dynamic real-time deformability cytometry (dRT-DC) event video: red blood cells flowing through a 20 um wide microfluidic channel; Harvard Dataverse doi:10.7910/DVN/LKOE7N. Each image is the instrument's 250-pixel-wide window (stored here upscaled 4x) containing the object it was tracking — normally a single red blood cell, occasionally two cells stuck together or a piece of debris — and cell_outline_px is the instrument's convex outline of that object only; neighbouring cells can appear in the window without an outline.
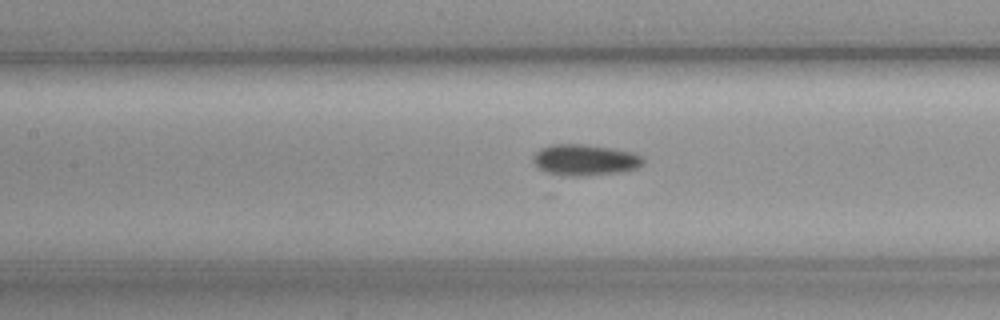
{"species": "common noctule bat (a hibernating species)", "species_latin": "Nyctalus noctula", "temperature_condition": "cold", "stored_images_in_passage": 37, "camera_frame_rate_fps": 3000, "um_per_image_px": 0.085, "animal": {"sex": "female", "body_mass_g": 19.3, "forearm_length_mm": 54.1}, "frame": {"image": 1, "passage_image": 13, "time_ms": 4.0, "image_size_px": [1000, 320], "cell_outline_px": [[644, 164], [628, 172], [584, 176], [568, 176], [548, 172], [540, 168], [532, 160], [532, 156], [540, 148], [552, 144], [584, 144], [616, 148], [632, 152], [644, 156]], "centroid_in_image_um": [49.79, 13.59], "position_along_channel_um": 157.6, "area_um2": 20.35}}
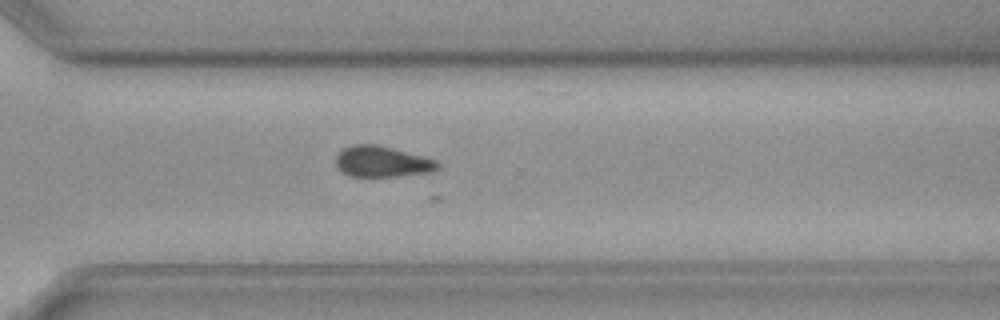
{"frame": {"image": 2, "passage_image": 28, "time_ms": 9.0, "image_size_px": [1000, 320], "cell_outline_px": [[440, 168], [432, 172], [400, 176], [352, 176], [344, 172], [336, 164], [336, 156], [344, 148], [352, 144], [376, 144], [392, 148], [436, 160], [440, 164]], "centroid_in_image_um": [32.51, 13.73], "position_along_channel_um": 338.1, "area_um2": 18.15}}
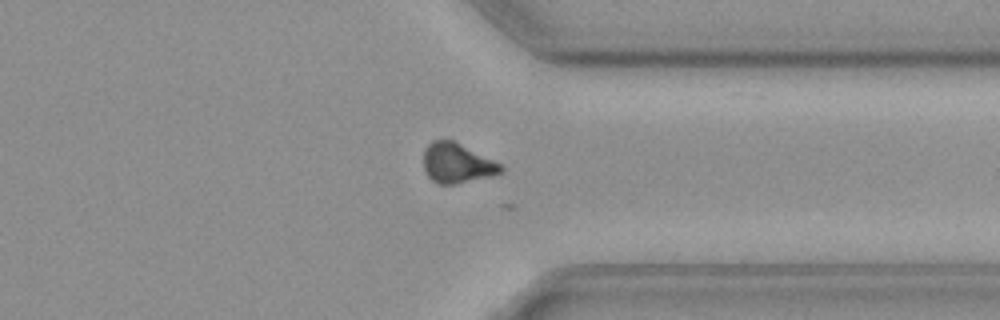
{"frame": {"image": 3, "passage_image": 31, "time_ms": 10.0, "image_size_px": [1000, 320], "cell_outline_px": [[504, 172], [492, 176], [456, 184], [436, 184], [428, 176], [424, 168], [424, 148], [432, 140], [452, 140], [500, 164], [504, 168]], "centroid_in_image_um": [38.83, 13.89], "position_along_channel_um": 372.6, "area_um2": 17.8}, "authors_computed_cell_mechanics": {"area_um2": 18.9006, "velocity_mm_per_s": 3.6057, "shape_relaxation_time_tau1_ms": 0.9522, "shape_relaxation_time_tau2_ms": null, "deformation_change_tau1": null, "deformation_change_tau2": null}}